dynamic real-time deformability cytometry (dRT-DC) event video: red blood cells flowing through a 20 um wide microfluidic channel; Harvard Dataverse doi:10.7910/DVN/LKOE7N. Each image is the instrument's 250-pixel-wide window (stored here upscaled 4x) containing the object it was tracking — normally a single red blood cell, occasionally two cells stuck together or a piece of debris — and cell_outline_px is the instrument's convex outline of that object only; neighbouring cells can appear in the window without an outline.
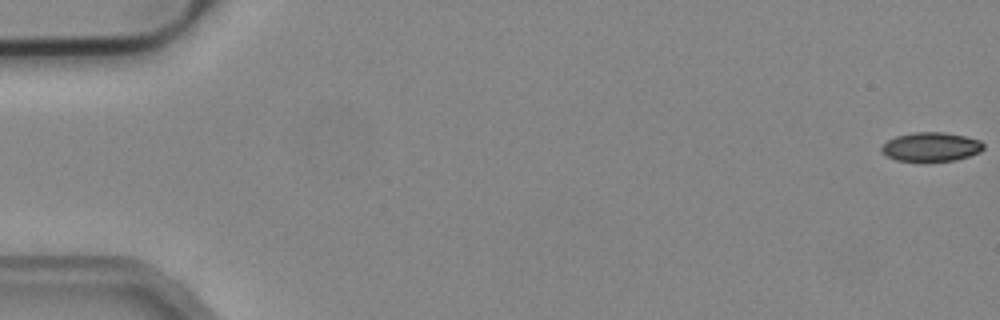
{"species": "common noctule bat (a hibernating species)", "species_latin": "Nyctalus noctula", "temperature_condition": "cold", "stored_images_in_passage": 13, "camera_frame_rate_fps": 3000, "um_per_image_px": 0.085, "animal": {"sex": "male", "body_mass_g": 19.2, "forearm_length_mm": 51.8}, "frame": {"image": 1, "passage_image": 1, "time_ms": 0.0, "image_size_px": [1000, 320], "cell_outline_px": [[984, 148], [980, 152], [956, 160], [896, 160], [884, 156], [880, 152], [880, 148], [888, 140], [896, 136], [912, 132], [944, 132], [964, 136], [980, 140], [984, 144]], "centroid_in_image_um": [79.11, 12.47], "position_along_channel_um": 5.9, "area_um2": 17.17}}
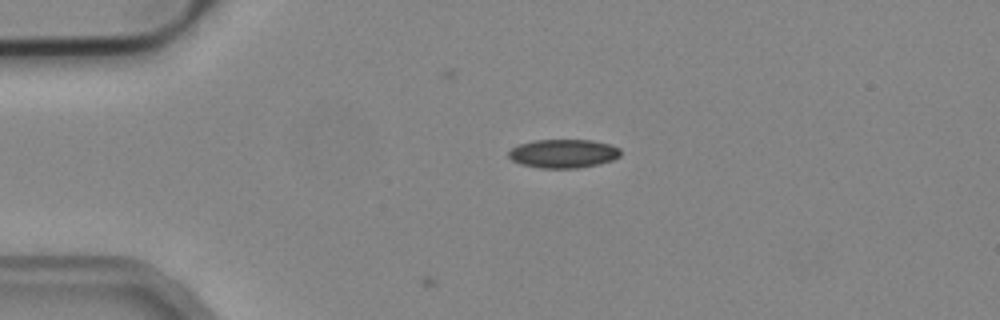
{"frame": {"image": 2, "passage_image": 13, "time_ms": 4.0, "image_size_px": [1000, 320], "cell_outline_px": [[620, 156], [612, 160], [600, 164], [576, 168], [540, 168], [520, 164], [512, 160], [508, 156], [508, 152], [512, 148], [520, 144], [532, 140], [592, 140], [608, 144], [620, 148]], "centroid_in_image_um": [47.87, 13.05], "position_along_channel_um": 37.1, "area_um2": 18.73}}